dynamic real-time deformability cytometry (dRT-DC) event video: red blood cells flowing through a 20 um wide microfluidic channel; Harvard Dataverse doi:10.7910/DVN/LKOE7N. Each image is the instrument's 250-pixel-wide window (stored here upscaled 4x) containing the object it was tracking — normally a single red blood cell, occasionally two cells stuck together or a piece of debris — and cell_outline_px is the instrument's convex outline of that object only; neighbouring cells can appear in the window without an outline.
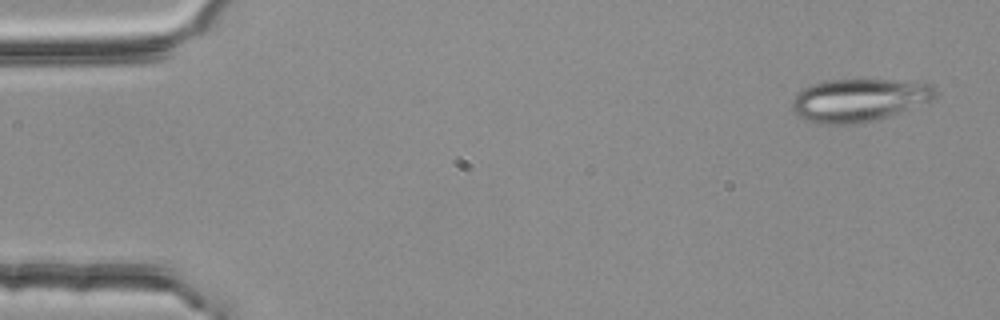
{"species": "common noctule bat (a hibernating species)", "species_latin": "Nyctalus noctula", "temperature_condition": "room temperature", "stored_images_in_passage": 4, "camera_frame_rate_fps": 3000, "um_per_image_px": 0.085, "animal": {"sex": "female", "body_mass_g": 25.1}, "frame": {"image": 1, "passage_image": 1, "time_ms": 0.0, "image_size_px": [1000, 320], "cell_outline_px": [[936, 96], [932, 100], [888, 116], [856, 124], [816, 124], [804, 120], [792, 108], [792, 100], [804, 88], [812, 84], [828, 80], [892, 80], [932, 84], [936, 88]], "centroid_in_image_um": [73.0, 8.51], "position_along_channel_um": 12.0, "area_um2": 35.43}}